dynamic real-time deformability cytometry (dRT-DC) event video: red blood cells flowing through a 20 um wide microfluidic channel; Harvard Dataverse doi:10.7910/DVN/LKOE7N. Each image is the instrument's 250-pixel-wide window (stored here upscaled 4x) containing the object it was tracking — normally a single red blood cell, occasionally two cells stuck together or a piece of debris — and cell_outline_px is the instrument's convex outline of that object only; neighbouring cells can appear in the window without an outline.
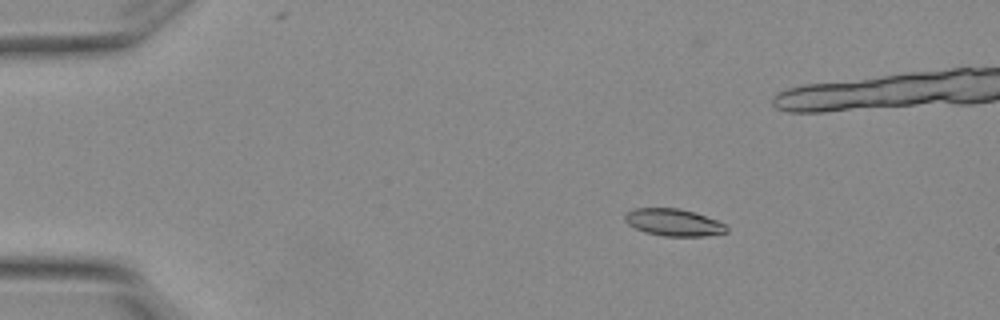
{"species": "Egyptian fruit bat (a non-hibernating species)", "species_latin": "Rousettus aegyptiacus", "temperature_condition": "warm", "stored_images_in_passage": 6, "segment_of_instrument_passage": [1, 2], "camera_frame_rate_fps": 3000, "um_per_image_px": 0.085, "animal": {"sex": "female"}, "frame": {"image": 1, "passage_image": 2, "time_ms": 0.333, "image_size_px": [1000, 320], "cell_outline_px": [[728, 232], [708, 236], [664, 236], [644, 232], [628, 224], [624, 220], [624, 212], [632, 208], [676, 208], [692, 212], [716, 220], [724, 224], [728, 228]], "centroid_in_image_um": [57.21, 18.91], "position_along_channel_um": 27.8, "area_um2": 16.07}}
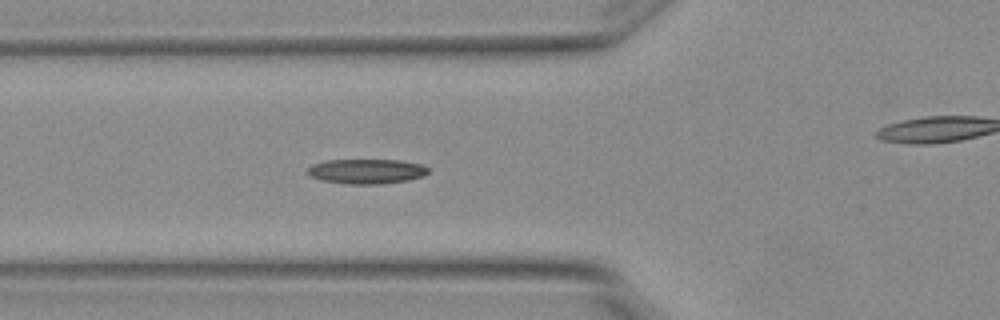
{"frame": {"image": 2, "passage_image": 5, "time_ms": 1.333, "image_size_px": [1000, 320], "cell_outline_px": [[428, 172], [424, 176], [408, 180], [380, 184], [344, 184], [320, 180], [312, 176], [308, 172], [308, 168], [312, 164], [328, 160], [400, 160], [420, 164], [428, 168]], "centroid_in_image_um": [31.16, 14.57], "position_along_channel_um": 94.6, "area_um2": 17.4}}